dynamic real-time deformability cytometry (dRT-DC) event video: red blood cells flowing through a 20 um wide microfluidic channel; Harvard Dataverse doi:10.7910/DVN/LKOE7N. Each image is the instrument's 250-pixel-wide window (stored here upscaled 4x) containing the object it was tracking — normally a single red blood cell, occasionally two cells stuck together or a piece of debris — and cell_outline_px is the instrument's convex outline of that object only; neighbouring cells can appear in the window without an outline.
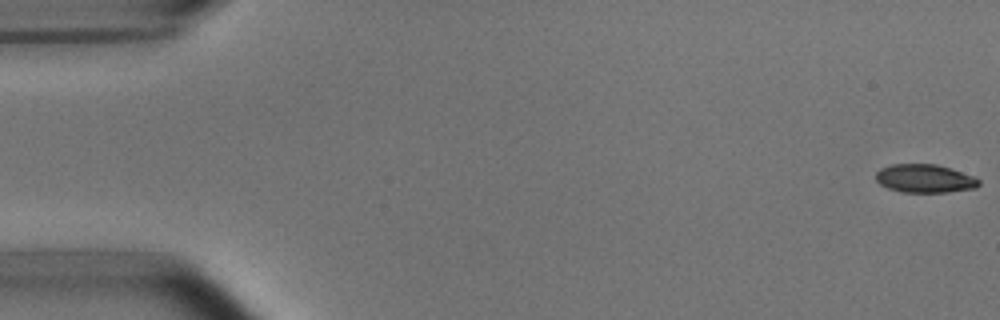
{"species": "common noctule bat (a hibernating species)", "species_latin": "Nyctalus noctula", "temperature_condition": "room temperature", "stored_images_in_passage": 17, "camera_frame_rate_fps": 3000, "um_per_image_px": 0.085, "animal": {"sex": "male", "body_mass_g": 15.6}, "frame": {"image": 1, "passage_image": 1, "time_ms": 0.0, "image_size_px": [1000, 320], "cell_outline_px": [[980, 184], [976, 188], [948, 192], [904, 192], [888, 188], [880, 184], [876, 180], [876, 172], [880, 168], [892, 164], [936, 164], [952, 168], [972, 176], [980, 180]], "centroid_in_image_um": [78.61, 15.17], "position_along_channel_um": 6.4, "area_um2": 17.05}}
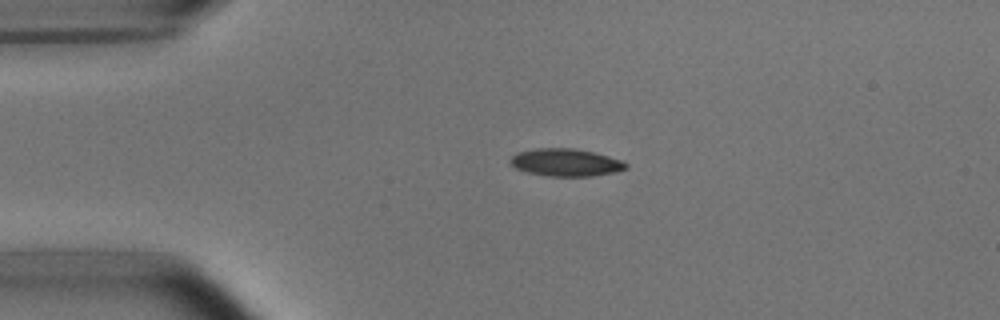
{"frame": {"image": 2, "passage_image": 12, "time_ms": 3.667, "image_size_px": [1000, 320], "cell_outline_px": [[628, 168], [616, 172], [592, 176], [548, 176], [528, 172], [516, 168], [508, 160], [516, 152], [536, 148], [572, 148], [592, 152], [608, 156], [620, 160], [628, 164]], "centroid_in_image_um": [48.08, 13.81], "position_along_channel_um": 36.9, "area_um2": 18.5}}